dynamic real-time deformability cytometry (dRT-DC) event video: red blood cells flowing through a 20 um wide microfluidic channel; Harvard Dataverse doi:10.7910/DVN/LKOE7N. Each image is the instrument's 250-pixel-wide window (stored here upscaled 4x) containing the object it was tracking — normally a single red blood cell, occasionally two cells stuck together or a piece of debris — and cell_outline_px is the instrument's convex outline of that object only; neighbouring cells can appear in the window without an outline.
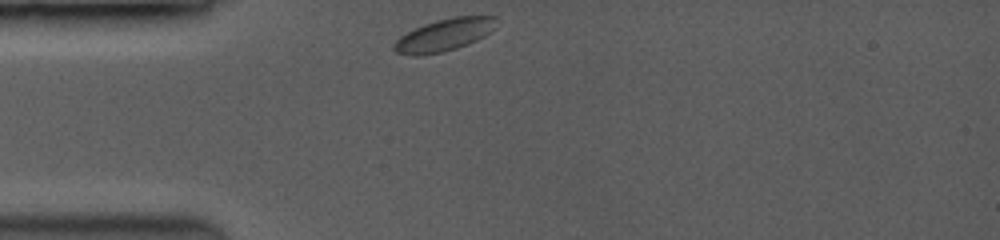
{"species": "common noctule bat (a hibernating species)", "species_latin": "Nyctalus noctula", "temperature_condition": "room temperature", "stored_images_in_passage": 6, "camera_frame_rate_fps": 3500, "um_per_image_px": 0.085, "animal": {"sex": "female", "body_mass_g": 19.0, "forearm_length_mm": 53.3}, "frame": {"image": 1, "passage_image": 1, "time_ms": 0.0, "image_size_px": [1000, 240], "cell_outline_px": [[500, 20], [484, 36], [468, 44], [456, 48], [440, 52], [416, 56], [412, 56], [396, 52], [392, 48], [392, 44], [400, 36], [424, 24], [436, 20], [456, 16], [496, 16]], "centroid_in_image_um": [37.75, 2.96], "position_along_channel_um": 47.3, "area_um2": 19.13}}